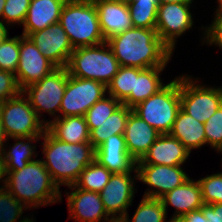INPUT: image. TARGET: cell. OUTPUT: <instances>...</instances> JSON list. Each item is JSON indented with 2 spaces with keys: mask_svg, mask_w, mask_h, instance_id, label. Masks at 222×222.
Instances as JSON below:
<instances>
[{
  "mask_svg": "<svg viewBox=\"0 0 222 222\" xmlns=\"http://www.w3.org/2000/svg\"><path fill=\"white\" fill-rule=\"evenodd\" d=\"M182 220L184 222H209L208 219L203 215L202 209L193 210L183 215Z\"/></svg>",
  "mask_w": 222,
  "mask_h": 222,
  "instance_id": "obj_41",
  "label": "cell"
},
{
  "mask_svg": "<svg viewBox=\"0 0 222 222\" xmlns=\"http://www.w3.org/2000/svg\"><path fill=\"white\" fill-rule=\"evenodd\" d=\"M95 160L112 173L137 172L136 161L128 153L124 135H112L98 146Z\"/></svg>",
  "mask_w": 222,
  "mask_h": 222,
  "instance_id": "obj_17",
  "label": "cell"
},
{
  "mask_svg": "<svg viewBox=\"0 0 222 222\" xmlns=\"http://www.w3.org/2000/svg\"><path fill=\"white\" fill-rule=\"evenodd\" d=\"M66 0H31L26 18L24 20L22 35L47 29L50 25L58 23Z\"/></svg>",
  "mask_w": 222,
  "mask_h": 222,
  "instance_id": "obj_22",
  "label": "cell"
},
{
  "mask_svg": "<svg viewBox=\"0 0 222 222\" xmlns=\"http://www.w3.org/2000/svg\"><path fill=\"white\" fill-rule=\"evenodd\" d=\"M133 2L159 3L158 0H134Z\"/></svg>",
  "mask_w": 222,
  "mask_h": 222,
  "instance_id": "obj_50",
  "label": "cell"
},
{
  "mask_svg": "<svg viewBox=\"0 0 222 222\" xmlns=\"http://www.w3.org/2000/svg\"><path fill=\"white\" fill-rule=\"evenodd\" d=\"M108 1L122 3V4H125V5H130L134 0H108Z\"/></svg>",
  "mask_w": 222,
  "mask_h": 222,
  "instance_id": "obj_47",
  "label": "cell"
},
{
  "mask_svg": "<svg viewBox=\"0 0 222 222\" xmlns=\"http://www.w3.org/2000/svg\"><path fill=\"white\" fill-rule=\"evenodd\" d=\"M42 163L58 186L74 185L81 172L95 160V148L90 143L69 144L54 138L47 130L42 135Z\"/></svg>",
  "mask_w": 222,
  "mask_h": 222,
  "instance_id": "obj_2",
  "label": "cell"
},
{
  "mask_svg": "<svg viewBox=\"0 0 222 222\" xmlns=\"http://www.w3.org/2000/svg\"><path fill=\"white\" fill-rule=\"evenodd\" d=\"M159 135L158 131L137 114L133 111L130 113L124 131V138L128 153L136 162L143 158Z\"/></svg>",
  "mask_w": 222,
  "mask_h": 222,
  "instance_id": "obj_20",
  "label": "cell"
},
{
  "mask_svg": "<svg viewBox=\"0 0 222 222\" xmlns=\"http://www.w3.org/2000/svg\"><path fill=\"white\" fill-rule=\"evenodd\" d=\"M9 142V138L7 137L6 135V132H5V129H4V126L2 124V120L0 118V153L5 145V143L8 144Z\"/></svg>",
  "mask_w": 222,
  "mask_h": 222,
  "instance_id": "obj_42",
  "label": "cell"
},
{
  "mask_svg": "<svg viewBox=\"0 0 222 222\" xmlns=\"http://www.w3.org/2000/svg\"><path fill=\"white\" fill-rule=\"evenodd\" d=\"M121 104L109 94L97 101L85 114L89 132L99 127Z\"/></svg>",
  "mask_w": 222,
  "mask_h": 222,
  "instance_id": "obj_31",
  "label": "cell"
},
{
  "mask_svg": "<svg viewBox=\"0 0 222 222\" xmlns=\"http://www.w3.org/2000/svg\"><path fill=\"white\" fill-rule=\"evenodd\" d=\"M197 181L204 204L222 203V172L206 175Z\"/></svg>",
  "mask_w": 222,
  "mask_h": 222,
  "instance_id": "obj_35",
  "label": "cell"
},
{
  "mask_svg": "<svg viewBox=\"0 0 222 222\" xmlns=\"http://www.w3.org/2000/svg\"><path fill=\"white\" fill-rule=\"evenodd\" d=\"M191 6L180 3H166L158 6L156 31L173 53L177 38L190 31L194 25Z\"/></svg>",
  "mask_w": 222,
  "mask_h": 222,
  "instance_id": "obj_11",
  "label": "cell"
},
{
  "mask_svg": "<svg viewBox=\"0 0 222 222\" xmlns=\"http://www.w3.org/2000/svg\"><path fill=\"white\" fill-rule=\"evenodd\" d=\"M191 75H180L181 109L205 123L222 105V86H206Z\"/></svg>",
  "mask_w": 222,
  "mask_h": 222,
  "instance_id": "obj_8",
  "label": "cell"
},
{
  "mask_svg": "<svg viewBox=\"0 0 222 222\" xmlns=\"http://www.w3.org/2000/svg\"><path fill=\"white\" fill-rule=\"evenodd\" d=\"M23 209L26 211L28 208L19 200H17L4 186L1 185L0 222H29L31 217L23 216L22 218L21 216L23 214Z\"/></svg>",
  "mask_w": 222,
  "mask_h": 222,
  "instance_id": "obj_30",
  "label": "cell"
},
{
  "mask_svg": "<svg viewBox=\"0 0 222 222\" xmlns=\"http://www.w3.org/2000/svg\"><path fill=\"white\" fill-rule=\"evenodd\" d=\"M19 51L20 58L15 76L21 90L40 81L56 69L28 36L19 35Z\"/></svg>",
  "mask_w": 222,
  "mask_h": 222,
  "instance_id": "obj_14",
  "label": "cell"
},
{
  "mask_svg": "<svg viewBox=\"0 0 222 222\" xmlns=\"http://www.w3.org/2000/svg\"><path fill=\"white\" fill-rule=\"evenodd\" d=\"M106 93L107 86L102 82L69 75L59 117L85 116L97 101L106 96Z\"/></svg>",
  "mask_w": 222,
  "mask_h": 222,
  "instance_id": "obj_10",
  "label": "cell"
},
{
  "mask_svg": "<svg viewBox=\"0 0 222 222\" xmlns=\"http://www.w3.org/2000/svg\"><path fill=\"white\" fill-rule=\"evenodd\" d=\"M134 84V67L120 66L112 81L107 85V93L121 103L131 94Z\"/></svg>",
  "mask_w": 222,
  "mask_h": 222,
  "instance_id": "obj_32",
  "label": "cell"
},
{
  "mask_svg": "<svg viewBox=\"0 0 222 222\" xmlns=\"http://www.w3.org/2000/svg\"><path fill=\"white\" fill-rule=\"evenodd\" d=\"M181 166L136 164L138 181L149 187L142 197L159 199L167 192L182 185L190 177Z\"/></svg>",
  "mask_w": 222,
  "mask_h": 222,
  "instance_id": "obj_12",
  "label": "cell"
},
{
  "mask_svg": "<svg viewBox=\"0 0 222 222\" xmlns=\"http://www.w3.org/2000/svg\"><path fill=\"white\" fill-rule=\"evenodd\" d=\"M28 37L56 68L67 66L74 48L59 22L50 25L47 29L30 33Z\"/></svg>",
  "mask_w": 222,
  "mask_h": 222,
  "instance_id": "obj_15",
  "label": "cell"
},
{
  "mask_svg": "<svg viewBox=\"0 0 222 222\" xmlns=\"http://www.w3.org/2000/svg\"><path fill=\"white\" fill-rule=\"evenodd\" d=\"M4 175L5 173H4V167H3V160H2V155L0 153V183L4 182Z\"/></svg>",
  "mask_w": 222,
  "mask_h": 222,
  "instance_id": "obj_45",
  "label": "cell"
},
{
  "mask_svg": "<svg viewBox=\"0 0 222 222\" xmlns=\"http://www.w3.org/2000/svg\"><path fill=\"white\" fill-rule=\"evenodd\" d=\"M105 222H127V221L124 217H113L106 220Z\"/></svg>",
  "mask_w": 222,
  "mask_h": 222,
  "instance_id": "obj_46",
  "label": "cell"
},
{
  "mask_svg": "<svg viewBox=\"0 0 222 222\" xmlns=\"http://www.w3.org/2000/svg\"><path fill=\"white\" fill-rule=\"evenodd\" d=\"M66 1H85V0H66Z\"/></svg>",
  "mask_w": 222,
  "mask_h": 222,
  "instance_id": "obj_52",
  "label": "cell"
},
{
  "mask_svg": "<svg viewBox=\"0 0 222 222\" xmlns=\"http://www.w3.org/2000/svg\"><path fill=\"white\" fill-rule=\"evenodd\" d=\"M217 4H219L216 8V10H222V0H216Z\"/></svg>",
  "mask_w": 222,
  "mask_h": 222,
  "instance_id": "obj_51",
  "label": "cell"
},
{
  "mask_svg": "<svg viewBox=\"0 0 222 222\" xmlns=\"http://www.w3.org/2000/svg\"><path fill=\"white\" fill-rule=\"evenodd\" d=\"M201 209L209 222H222V203L204 204Z\"/></svg>",
  "mask_w": 222,
  "mask_h": 222,
  "instance_id": "obj_40",
  "label": "cell"
},
{
  "mask_svg": "<svg viewBox=\"0 0 222 222\" xmlns=\"http://www.w3.org/2000/svg\"><path fill=\"white\" fill-rule=\"evenodd\" d=\"M159 199L167 214L168 205L175 207L172 217H182L188 212L200 209L204 205L199 182L191 179V177Z\"/></svg>",
  "mask_w": 222,
  "mask_h": 222,
  "instance_id": "obj_21",
  "label": "cell"
},
{
  "mask_svg": "<svg viewBox=\"0 0 222 222\" xmlns=\"http://www.w3.org/2000/svg\"><path fill=\"white\" fill-rule=\"evenodd\" d=\"M68 76L69 73L66 67L56 68L40 81L22 90L39 118L43 117L42 112L53 116V120L59 118L60 106Z\"/></svg>",
  "mask_w": 222,
  "mask_h": 222,
  "instance_id": "obj_9",
  "label": "cell"
},
{
  "mask_svg": "<svg viewBox=\"0 0 222 222\" xmlns=\"http://www.w3.org/2000/svg\"><path fill=\"white\" fill-rule=\"evenodd\" d=\"M21 92L15 74L0 70V102L14 98Z\"/></svg>",
  "mask_w": 222,
  "mask_h": 222,
  "instance_id": "obj_39",
  "label": "cell"
},
{
  "mask_svg": "<svg viewBox=\"0 0 222 222\" xmlns=\"http://www.w3.org/2000/svg\"><path fill=\"white\" fill-rule=\"evenodd\" d=\"M0 118L8 138L43 135L48 124V120L38 117L23 92L0 102Z\"/></svg>",
  "mask_w": 222,
  "mask_h": 222,
  "instance_id": "obj_7",
  "label": "cell"
},
{
  "mask_svg": "<svg viewBox=\"0 0 222 222\" xmlns=\"http://www.w3.org/2000/svg\"><path fill=\"white\" fill-rule=\"evenodd\" d=\"M71 192H65L69 218L76 222H105L111 217L104 209L98 192L68 186Z\"/></svg>",
  "mask_w": 222,
  "mask_h": 222,
  "instance_id": "obj_16",
  "label": "cell"
},
{
  "mask_svg": "<svg viewBox=\"0 0 222 222\" xmlns=\"http://www.w3.org/2000/svg\"><path fill=\"white\" fill-rule=\"evenodd\" d=\"M167 222V221H166ZM168 222H184L181 217H170Z\"/></svg>",
  "mask_w": 222,
  "mask_h": 222,
  "instance_id": "obj_49",
  "label": "cell"
},
{
  "mask_svg": "<svg viewBox=\"0 0 222 222\" xmlns=\"http://www.w3.org/2000/svg\"><path fill=\"white\" fill-rule=\"evenodd\" d=\"M113 173L109 182L99 193L107 214L113 217H124L128 213V207L132 206L136 192V180L138 173Z\"/></svg>",
  "mask_w": 222,
  "mask_h": 222,
  "instance_id": "obj_13",
  "label": "cell"
},
{
  "mask_svg": "<svg viewBox=\"0 0 222 222\" xmlns=\"http://www.w3.org/2000/svg\"><path fill=\"white\" fill-rule=\"evenodd\" d=\"M19 58V36H8L3 43H0V70L15 74Z\"/></svg>",
  "mask_w": 222,
  "mask_h": 222,
  "instance_id": "obj_34",
  "label": "cell"
},
{
  "mask_svg": "<svg viewBox=\"0 0 222 222\" xmlns=\"http://www.w3.org/2000/svg\"><path fill=\"white\" fill-rule=\"evenodd\" d=\"M205 145L210 146L216 153L222 151V105L204 123Z\"/></svg>",
  "mask_w": 222,
  "mask_h": 222,
  "instance_id": "obj_36",
  "label": "cell"
},
{
  "mask_svg": "<svg viewBox=\"0 0 222 222\" xmlns=\"http://www.w3.org/2000/svg\"><path fill=\"white\" fill-rule=\"evenodd\" d=\"M190 153L177 138L172 137L170 134H160L149 147L148 152L136 164L183 165Z\"/></svg>",
  "mask_w": 222,
  "mask_h": 222,
  "instance_id": "obj_18",
  "label": "cell"
},
{
  "mask_svg": "<svg viewBox=\"0 0 222 222\" xmlns=\"http://www.w3.org/2000/svg\"><path fill=\"white\" fill-rule=\"evenodd\" d=\"M169 134L177 138L190 152L205 145L204 123L194 119L182 109L179 110Z\"/></svg>",
  "mask_w": 222,
  "mask_h": 222,
  "instance_id": "obj_26",
  "label": "cell"
},
{
  "mask_svg": "<svg viewBox=\"0 0 222 222\" xmlns=\"http://www.w3.org/2000/svg\"><path fill=\"white\" fill-rule=\"evenodd\" d=\"M165 68L166 66H157L146 69L134 67L133 90H131V94L122 102V104L129 108H133L163 88L166 83L164 84L160 75Z\"/></svg>",
  "mask_w": 222,
  "mask_h": 222,
  "instance_id": "obj_23",
  "label": "cell"
},
{
  "mask_svg": "<svg viewBox=\"0 0 222 222\" xmlns=\"http://www.w3.org/2000/svg\"><path fill=\"white\" fill-rule=\"evenodd\" d=\"M159 3L132 2L128 5L133 27L156 29Z\"/></svg>",
  "mask_w": 222,
  "mask_h": 222,
  "instance_id": "obj_33",
  "label": "cell"
},
{
  "mask_svg": "<svg viewBox=\"0 0 222 222\" xmlns=\"http://www.w3.org/2000/svg\"><path fill=\"white\" fill-rule=\"evenodd\" d=\"M31 0H6L2 22L9 26L22 25L27 15Z\"/></svg>",
  "mask_w": 222,
  "mask_h": 222,
  "instance_id": "obj_37",
  "label": "cell"
},
{
  "mask_svg": "<svg viewBox=\"0 0 222 222\" xmlns=\"http://www.w3.org/2000/svg\"><path fill=\"white\" fill-rule=\"evenodd\" d=\"M132 109L160 134H169L181 109L180 76Z\"/></svg>",
  "mask_w": 222,
  "mask_h": 222,
  "instance_id": "obj_6",
  "label": "cell"
},
{
  "mask_svg": "<svg viewBox=\"0 0 222 222\" xmlns=\"http://www.w3.org/2000/svg\"><path fill=\"white\" fill-rule=\"evenodd\" d=\"M2 185L28 210L48 206L62 200L58 186L40 159H35L21 170H4Z\"/></svg>",
  "mask_w": 222,
  "mask_h": 222,
  "instance_id": "obj_3",
  "label": "cell"
},
{
  "mask_svg": "<svg viewBox=\"0 0 222 222\" xmlns=\"http://www.w3.org/2000/svg\"><path fill=\"white\" fill-rule=\"evenodd\" d=\"M167 216L166 210L160 199L143 197L131 221L128 213L124 218L127 222H166Z\"/></svg>",
  "mask_w": 222,
  "mask_h": 222,
  "instance_id": "obj_29",
  "label": "cell"
},
{
  "mask_svg": "<svg viewBox=\"0 0 222 222\" xmlns=\"http://www.w3.org/2000/svg\"><path fill=\"white\" fill-rule=\"evenodd\" d=\"M215 16L214 20H212L211 25L201 26V29H203V44H209V45H216V47H219V49L222 50V10H215Z\"/></svg>",
  "mask_w": 222,
  "mask_h": 222,
  "instance_id": "obj_38",
  "label": "cell"
},
{
  "mask_svg": "<svg viewBox=\"0 0 222 222\" xmlns=\"http://www.w3.org/2000/svg\"><path fill=\"white\" fill-rule=\"evenodd\" d=\"M103 37L109 38L133 27L128 5L108 0H93Z\"/></svg>",
  "mask_w": 222,
  "mask_h": 222,
  "instance_id": "obj_19",
  "label": "cell"
},
{
  "mask_svg": "<svg viewBox=\"0 0 222 222\" xmlns=\"http://www.w3.org/2000/svg\"><path fill=\"white\" fill-rule=\"evenodd\" d=\"M69 75L92 79L106 86L118 72L120 64L107 42L74 48L66 66Z\"/></svg>",
  "mask_w": 222,
  "mask_h": 222,
  "instance_id": "obj_5",
  "label": "cell"
},
{
  "mask_svg": "<svg viewBox=\"0 0 222 222\" xmlns=\"http://www.w3.org/2000/svg\"><path fill=\"white\" fill-rule=\"evenodd\" d=\"M159 4H166V3H180V4H186L191 5L194 3V0H158Z\"/></svg>",
  "mask_w": 222,
  "mask_h": 222,
  "instance_id": "obj_44",
  "label": "cell"
},
{
  "mask_svg": "<svg viewBox=\"0 0 222 222\" xmlns=\"http://www.w3.org/2000/svg\"><path fill=\"white\" fill-rule=\"evenodd\" d=\"M6 0H0V22H2V14H3V8L5 5Z\"/></svg>",
  "mask_w": 222,
  "mask_h": 222,
  "instance_id": "obj_48",
  "label": "cell"
},
{
  "mask_svg": "<svg viewBox=\"0 0 222 222\" xmlns=\"http://www.w3.org/2000/svg\"><path fill=\"white\" fill-rule=\"evenodd\" d=\"M7 26L8 25L4 24L3 22H0V43H3L9 36V27Z\"/></svg>",
  "mask_w": 222,
  "mask_h": 222,
  "instance_id": "obj_43",
  "label": "cell"
},
{
  "mask_svg": "<svg viewBox=\"0 0 222 222\" xmlns=\"http://www.w3.org/2000/svg\"><path fill=\"white\" fill-rule=\"evenodd\" d=\"M59 23L68 35L73 48L96 46L106 42L93 0L66 1Z\"/></svg>",
  "mask_w": 222,
  "mask_h": 222,
  "instance_id": "obj_4",
  "label": "cell"
},
{
  "mask_svg": "<svg viewBox=\"0 0 222 222\" xmlns=\"http://www.w3.org/2000/svg\"><path fill=\"white\" fill-rule=\"evenodd\" d=\"M46 130L56 139L69 144L90 143L85 116H67L49 120Z\"/></svg>",
  "mask_w": 222,
  "mask_h": 222,
  "instance_id": "obj_24",
  "label": "cell"
},
{
  "mask_svg": "<svg viewBox=\"0 0 222 222\" xmlns=\"http://www.w3.org/2000/svg\"><path fill=\"white\" fill-rule=\"evenodd\" d=\"M41 137L42 135L11 137L10 139L14 140L15 143L9 147L7 144L4 145L1 151L4 170H21L28 162L35 160L33 157L35 155L37 158L38 154L35 153L37 146L33 142H39Z\"/></svg>",
  "mask_w": 222,
  "mask_h": 222,
  "instance_id": "obj_25",
  "label": "cell"
},
{
  "mask_svg": "<svg viewBox=\"0 0 222 222\" xmlns=\"http://www.w3.org/2000/svg\"><path fill=\"white\" fill-rule=\"evenodd\" d=\"M132 111V108L121 104L99 127L90 132V144L96 149L112 135H124Z\"/></svg>",
  "mask_w": 222,
  "mask_h": 222,
  "instance_id": "obj_27",
  "label": "cell"
},
{
  "mask_svg": "<svg viewBox=\"0 0 222 222\" xmlns=\"http://www.w3.org/2000/svg\"><path fill=\"white\" fill-rule=\"evenodd\" d=\"M120 66L146 69L167 66L173 51L158 36L156 29L132 27L106 41Z\"/></svg>",
  "mask_w": 222,
  "mask_h": 222,
  "instance_id": "obj_1",
  "label": "cell"
},
{
  "mask_svg": "<svg viewBox=\"0 0 222 222\" xmlns=\"http://www.w3.org/2000/svg\"><path fill=\"white\" fill-rule=\"evenodd\" d=\"M106 167L94 160L81 172L74 184L77 188L100 193L112 176Z\"/></svg>",
  "mask_w": 222,
  "mask_h": 222,
  "instance_id": "obj_28",
  "label": "cell"
}]
</instances>
